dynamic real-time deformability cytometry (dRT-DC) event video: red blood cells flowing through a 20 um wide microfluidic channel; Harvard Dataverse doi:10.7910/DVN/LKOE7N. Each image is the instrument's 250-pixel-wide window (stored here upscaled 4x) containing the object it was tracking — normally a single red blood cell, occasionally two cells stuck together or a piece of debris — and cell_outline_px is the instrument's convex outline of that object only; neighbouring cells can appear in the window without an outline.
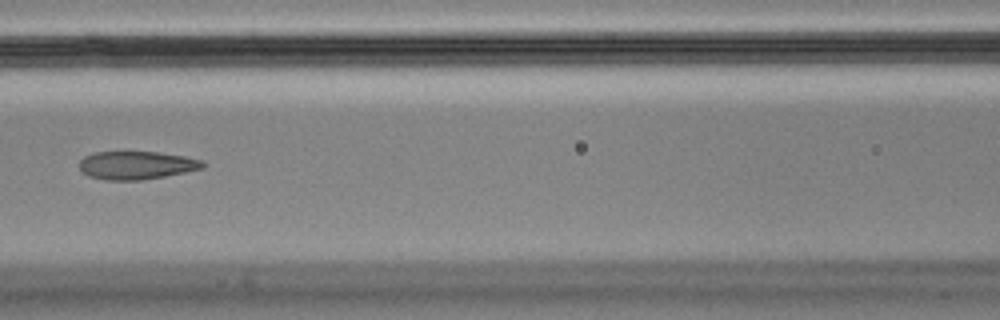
{"species": "Egyptian fruit bat (a non-hibernating species)", "species_latin": "Rousettus aegyptiacus", "temperature_condition": "cold", "stored_images_in_passage": 6, "camera_frame_rate_fps": 3000, "um_per_image_px": 0.085, "animal": {"sex": "male"}, "frame": {"image": 1, "passage_image": 6, "time_ms": 1.667, "image_size_px": [1000, 320], "cell_outline_px": [[204, 168], [164, 176], [140, 180], [104, 180], [88, 176], [80, 168], [80, 160], [84, 156], [92, 152], [160, 152], [184, 156], [204, 160]], "centroid_in_image_um": [11.6, 14.04], "position_along_channel_um": 155.0, "area_um2": 20.23}}